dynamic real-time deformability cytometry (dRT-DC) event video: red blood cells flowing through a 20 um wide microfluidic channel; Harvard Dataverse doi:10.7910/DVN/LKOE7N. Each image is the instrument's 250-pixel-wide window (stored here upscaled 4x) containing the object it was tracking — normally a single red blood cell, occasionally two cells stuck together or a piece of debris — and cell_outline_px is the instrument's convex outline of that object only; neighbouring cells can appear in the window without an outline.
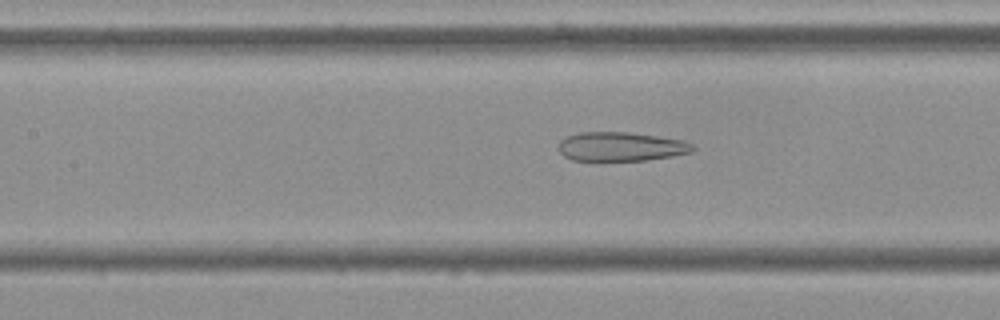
{"species": "Egyptian fruit bat (a non-hibernating species)", "species_latin": "Rousettus aegyptiacus", "temperature_condition": "cold", "stored_images_in_passage": 47, "camera_frame_rate_fps": 3000, "um_per_image_px": 0.085, "frame": {"image": 1, "passage_image": 16, "time_ms": 5.0, "image_size_px": [1000, 320], "cell_outline_px": [[696, 148], [692, 152], [672, 156], [648, 160], [572, 160], [564, 156], [560, 152], [560, 140], [568, 136], [580, 132], [628, 132], [656, 136], [680, 140], [692, 144]], "centroid_in_image_um": [52.79, 12.46], "position_along_channel_um": 154.6, "area_um2": 22.48}}
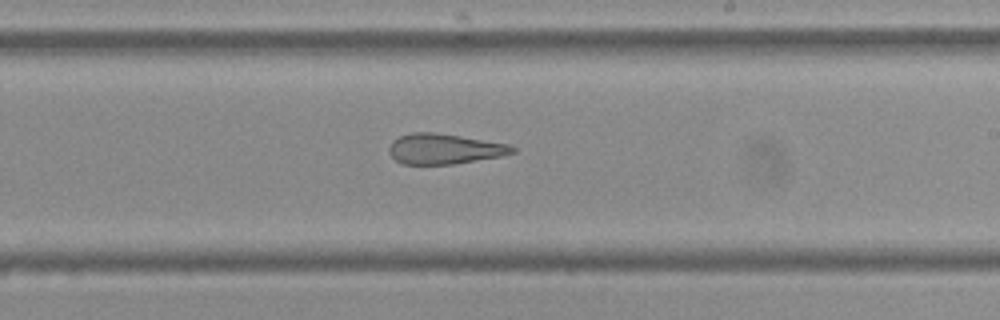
{"frame": {"image": 2, "passage_image": 24, "time_ms": 7.667, "image_size_px": [1000, 320], "cell_outline_px": [[516, 152], [500, 156], [452, 164], [400, 164], [388, 152], [388, 148], [392, 140], [400, 136], [412, 132], [436, 132], [508, 144], [516, 148]], "centroid_in_image_um": [37.73, 12.65], "position_along_channel_um": 251.3, "area_um2": 21.73}}
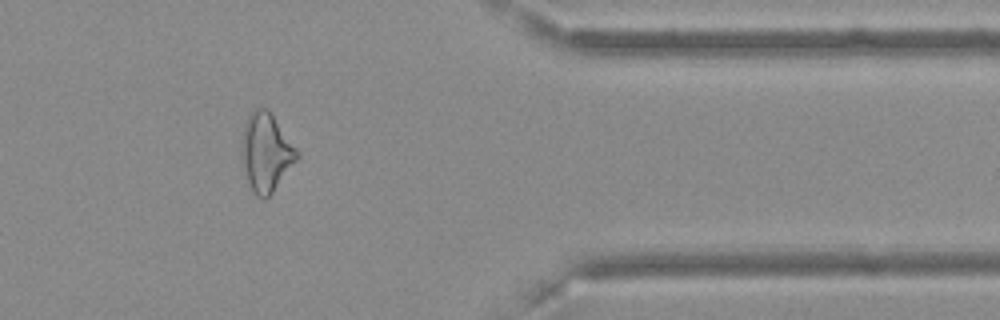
{"frame": {"image": 3, "passage_image": 37, "time_ms": 12.0, "image_size_px": [1000, 320], "cell_outline_px": [[300, 156], [272, 192], [264, 200], [256, 196], [252, 192], [240, 160], [240, 140], [244, 124], [252, 108], [268, 108], [272, 112], [300, 152]], "centroid_in_image_um": [22.59, 12.91], "position_along_channel_um": 388.8, "area_um2": 25.95}, "authors_computed_cell_mechanics": {"area_um2": 24.6806, "velocity_mm_per_s": 3.6327, "shape_relaxation_time_tau1_ms": null, "shape_relaxation_time_tau2_ms": 2.7878, "deformation_change_tau1": null, "deformation_change_tau2": 0.151}}